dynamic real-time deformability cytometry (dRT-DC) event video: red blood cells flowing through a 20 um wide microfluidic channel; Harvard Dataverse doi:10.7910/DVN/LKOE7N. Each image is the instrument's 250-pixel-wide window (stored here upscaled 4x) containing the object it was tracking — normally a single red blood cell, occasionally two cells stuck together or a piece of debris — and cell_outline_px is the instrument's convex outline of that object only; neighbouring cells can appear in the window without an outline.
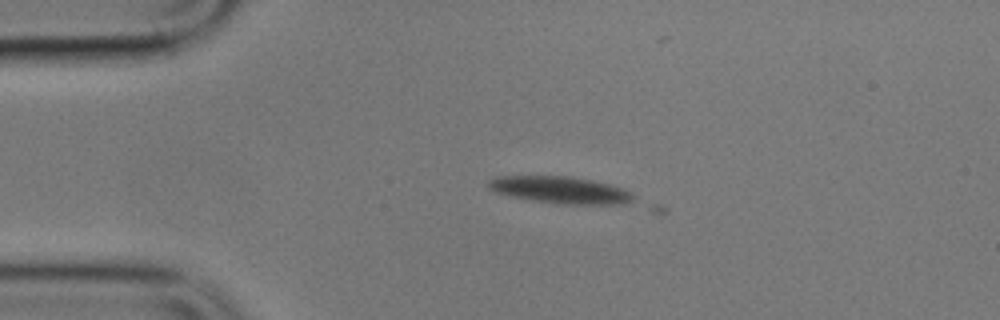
{"species": "common noctule bat (a hibernating species)", "species_latin": "Nyctalus noctula", "temperature_condition": "cold", "stored_images_in_passage": 3, "camera_frame_rate_fps": 3000, "um_per_image_px": 0.085, "animal": {"sex": "male", "body_mass_g": 17.9}, "frame": {"image": 1, "passage_image": 1, "time_ms": 0.0, "image_size_px": [1000, 320], "cell_outline_px": [[668, 212], [652, 212], [560, 204], [532, 200], [512, 196], [496, 192], [488, 188], [484, 184], [488, 180], [496, 176], [568, 176], [592, 180], [624, 188], [660, 204], [668, 208]], "centroid_in_image_um": [48.68, 16.36], "position_along_channel_um": 36.3, "area_um2": 27.63}}